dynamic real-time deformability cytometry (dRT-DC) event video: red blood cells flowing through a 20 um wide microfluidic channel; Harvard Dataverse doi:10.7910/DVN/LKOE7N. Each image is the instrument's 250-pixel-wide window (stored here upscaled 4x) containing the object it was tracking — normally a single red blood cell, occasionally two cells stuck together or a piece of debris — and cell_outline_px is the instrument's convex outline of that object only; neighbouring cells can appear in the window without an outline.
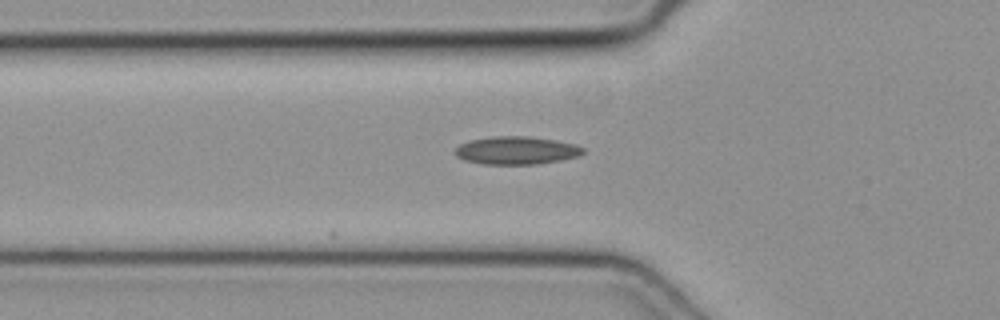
{"species": "common noctule bat (a hibernating species)", "species_latin": "Nyctalus noctula", "temperature_condition": "cold", "stored_images_in_passage": 13, "camera_frame_rate_fps": 3000, "um_per_image_px": 0.085, "animal": {"sex": "female", "body_mass_g": 19.3, "forearm_length_mm": 54.1}, "frame": {"image": 1, "passage_image": 4, "time_ms": 1.0, "image_size_px": [1000, 320], "cell_outline_px": [[584, 152], [580, 156], [560, 160], [536, 164], [480, 164], [464, 160], [456, 156], [452, 152], [460, 144], [468, 140], [492, 136], [528, 136], [556, 140], [576, 144], [584, 148]], "centroid_in_image_um": [43.87, 12.78], "position_along_channel_um": 81.9, "area_um2": 21.1}}
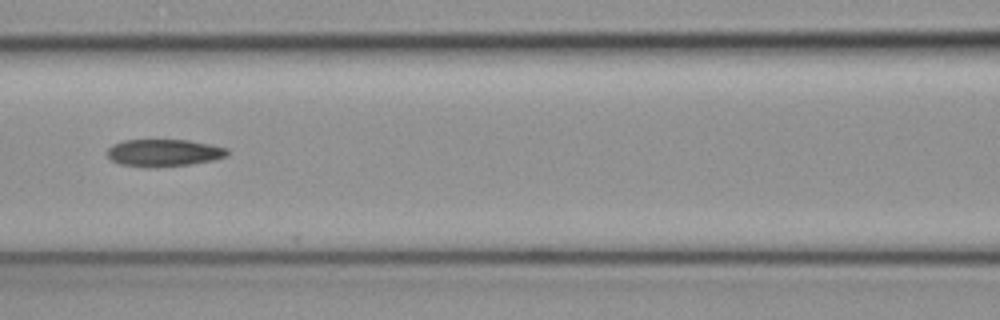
{"frame": {"image": 2, "passage_image": 9, "time_ms": 2.667, "image_size_px": [1000, 320], "cell_outline_px": [[228, 156], [216, 160], [188, 164], [156, 168], [144, 168], [120, 164], [112, 160], [108, 156], [108, 148], [112, 144], [124, 140], [188, 140], [228, 148]], "centroid_in_image_um": [13.92, 13.0], "position_along_channel_um": 152.7, "area_um2": 19.25}}
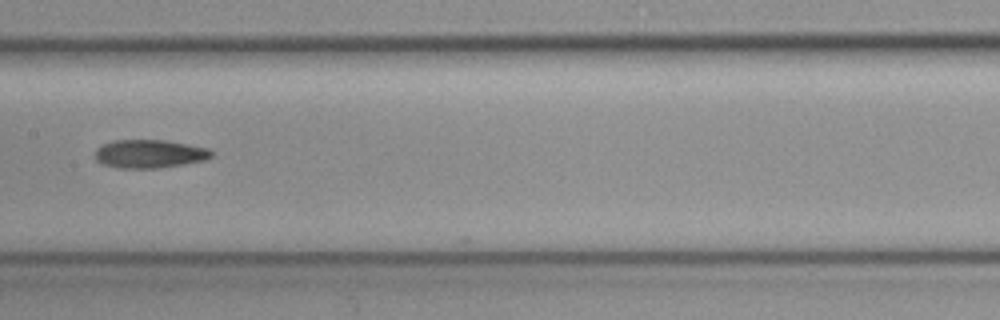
{"frame": {"image": 3, "passage_image": 12, "time_ms": 3.667, "image_size_px": [1000, 320], "cell_outline_px": [[212, 156], [204, 160], [184, 164], [156, 168], [120, 168], [104, 164], [96, 160], [96, 148], [100, 144], [112, 140], [164, 140], [208, 148], [212, 152]], "centroid_in_image_um": [12.67, 13.07], "position_along_channel_um": 194.7, "area_um2": 19.13}}